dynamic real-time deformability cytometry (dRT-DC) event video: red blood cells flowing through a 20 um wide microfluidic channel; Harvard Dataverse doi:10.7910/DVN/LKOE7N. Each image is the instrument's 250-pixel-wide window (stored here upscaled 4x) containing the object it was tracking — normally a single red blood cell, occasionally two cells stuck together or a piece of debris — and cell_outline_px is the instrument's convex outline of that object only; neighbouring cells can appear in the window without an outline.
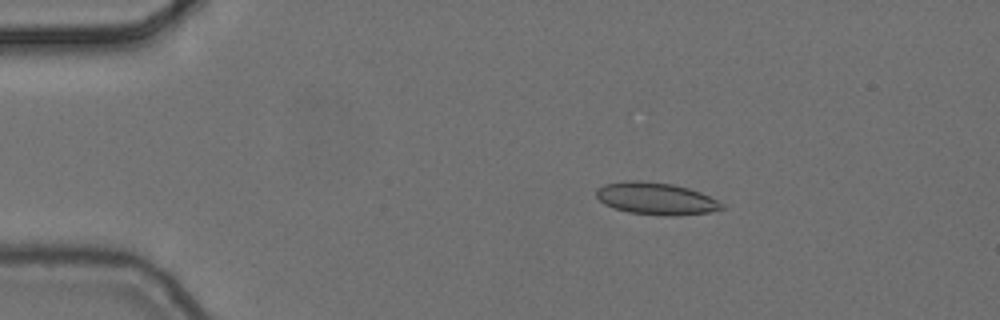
{"species": "common noctule bat (a hibernating species)", "species_latin": "Nyctalus noctula", "temperature_condition": "cold", "stored_images_in_passage": 4, "camera_frame_rate_fps": 3000, "um_per_image_px": 0.085, "animal": {"sex": "female", "body_mass_g": 24.6, "forearm_length_mm": 56.2}, "frame": {"image": 1, "passage_image": 2, "time_ms": 0.333, "image_size_px": [1000, 320], "cell_outline_px": [[724, 208], [708, 212], [676, 216], [668, 216], [628, 212], [604, 204], [596, 196], [596, 188], [604, 184], [624, 180], [640, 180], [672, 184], [688, 188], [700, 192], [724, 204]], "centroid_in_image_um": [55.73, 16.87], "position_along_channel_um": 29.3, "area_um2": 23.47}}